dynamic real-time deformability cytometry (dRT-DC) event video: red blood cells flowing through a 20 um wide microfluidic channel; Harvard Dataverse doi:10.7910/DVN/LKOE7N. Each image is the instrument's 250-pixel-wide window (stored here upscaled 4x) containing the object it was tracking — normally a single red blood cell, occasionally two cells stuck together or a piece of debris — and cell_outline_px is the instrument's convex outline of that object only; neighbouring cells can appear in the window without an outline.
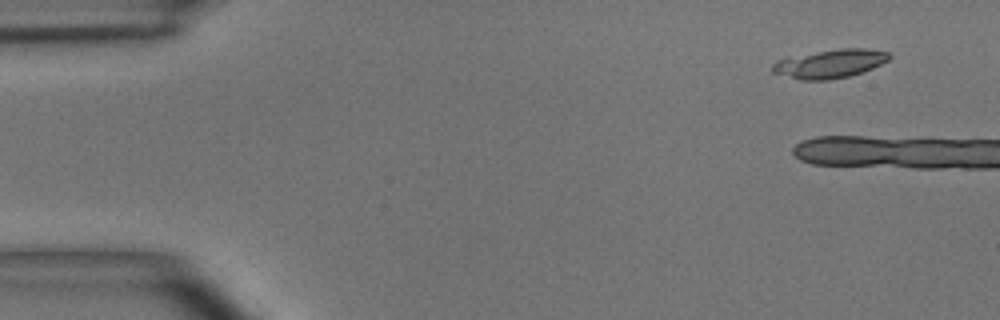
{"species": "common noctule bat (a hibernating species)", "species_latin": "Nyctalus noctula", "temperature_condition": "room temperature", "stored_images_in_passage": 6, "camera_frame_rate_fps": 3000, "um_per_image_px": 0.085, "animal": {"sex": "male", "body_mass_g": 15.6}, "frame": {"image": 1, "passage_image": 1, "time_ms": 0.0, "image_size_px": [1000, 320], "cell_outline_px": [[892, 56], [888, 60], [872, 68], [848, 76], [828, 80], [800, 80], [772, 72], [772, 64], [776, 60], [840, 48], [864, 48], [888, 52]], "centroid_in_image_um": [70.55, 5.42], "position_along_channel_um": 14.4, "area_um2": 19.07}}